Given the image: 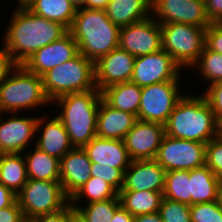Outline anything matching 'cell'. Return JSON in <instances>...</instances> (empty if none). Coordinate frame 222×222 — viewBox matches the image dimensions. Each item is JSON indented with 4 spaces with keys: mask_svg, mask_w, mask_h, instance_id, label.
<instances>
[{
    "mask_svg": "<svg viewBox=\"0 0 222 222\" xmlns=\"http://www.w3.org/2000/svg\"><path fill=\"white\" fill-rule=\"evenodd\" d=\"M11 18L1 39L17 65H22L38 49L61 39L69 30L31 12L22 2H15Z\"/></svg>",
    "mask_w": 222,
    "mask_h": 222,
    "instance_id": "obj_1",
    "label": "cell"
},
{
    "mask_svg": "<svg viewBox=\"0 0 222 222\" xmlns=\"http://www.w3.org/2000/svg\"><path fill=\"white\" fill-rule=\"evenodd\" d=\"M119 30L106 10L78 8L69 33L77 42L78 51L97 62L119 46Z\"/></svg>",
    "mask_w": 222,
    "mask_h": 222,
    "instance_id": "obj_2",
    "label": "cell"
},
{
    "mask_svg": "<svg viewBox=\"0 0 222 222\" xmlns=\"http://www.w3.org/2000/svg\"><path fill=\"white\" fill-rule=\"evenodd\" d=\"M102 99L97 88L79 93H69L56 98L59 113L55 114L63 123L74 148H83L96 136L98 108Z\"/></svg>",
    "mask_w": 222,
    "mask_h": 222,
    "instance_id": "obj_3",
    "label": "cell"
},
{
    "mask_svg": "<svg viewBox=\"0 0 222 222\" xmlns=\"http://www.w3.org/2000/svg\"><path fill=\"white\" fill-rule=\"evenodd\" d=\"M165 134L172 138L207 144L215 138V115L204 94H184L165 124Z\"/></svg>",
    "mask_w": 222,
    "mask_h": 222,
    "instance_id": "obj_4",
    "label": "cell"
},
{
    "mask_svg": "<svg viewBox=\"0 0 222 222\" xmlns=\"http://www.w3.org/2000/svg\"><path fill=\"white\" fill-rule=\"evenodd\" d=\"M50 104L42 77L27 71L22 65H17L0 82V113L44 109Z\"/></svg>",
    "mask_w": 222,
    "mask_h": 222,
    "instance_id": "obj_5",
    "label": "cell"
},
{
    "mask_svg": "<svg viewBox=\"0 0 222 222\" xmlns=\"http://www.w3.org/2000/svg\"><path fill=\"white\" fill-rule=\"evenodd\" d=\"M43 88L51 103L58 97L96 89L95 63L81 53L42 76Z\"/></svg>",
    "mask_w": 222,
    "mask_h": 222,
    "instance_id": "obj_6",
    "label": "cell"
},
{
    "mask_svg": "<svg viewBox=\"0 0 222 222\" xmlns=\"http://www.w3.org/2000/svg\"><path fill=\"white\" fill-rule=\"evenodd\" d=\"M160 26L162 49L182 70H190L205 47L206 29L183 23L160 24Z\"/></svg>",
    "mask_w": 222,
    "mask_h": 222,
    "instance_id": "obj_7",
    "label": "cell"
},
{
    "mask_svg": "<svg viewBox=\"0 0 222 222\" xmlns=\"http://www.w3.org/2000/svg\"><path fill=\"white\" fill-rule=\"evenodd\" d=\"M16 198L26 220L59 211L69 203L60 181L29 178Z\"/></svg>",
    "mask_w": 222,
    "mask_h": 222,
    "instance_id": "obj_8",
    "label": "cell"
},
{
    "mask_svg": "<svg viewBox=\"0 0 222 222\" xmlns=\"http://www.w3.org/2000/svg\"><path fill=\"white\" fill-rule=\"evenodd\" d=\"M142 87L138 120L166 124L178 100L184 95L180 80Z\"/></svg>",
    "mask_w": 222,
    "mask_h": 222,
    "instance_id": "obj_9",
    "label": "cell"
},
{
    "mask_svg": "<svg viewBox=\"0 0 222 222\" xmlns=\"http://www.w3.org/2000/svg\"><path fill=\"white\" fill-rule=\"evenodd\" d=\"M206 144L164 135L155 160L166 172L205 165Z\"/></svg>",
    "mask_w": 222,
    "mask_h": 222,
    "instance_id": "obj_10",
    "label": "cell"
},
{
    "mask_svg": "<svg viewBox=\"0 0 222 222\" xmlns=\"http://www.w3.org/2000/svg\"><path fill=\"white\" fill-rule=\"evenodd\" d=\"M151 15L160 24L183 23L207 29L205 0H152Z\"/></svg>",
    "mask_w": 222,
    "mask_h": 222,
    "instance_id": "obj_11",
    "label": "cell"
},
{
    "mask_svg": "<svg viewBox=\"0 0 222 222\" xmlns=\"http://www.w3.org/2000/svg\"><path fill=\"white\" fill-rule=\"evenodd\" d=\"M181 67L164 50L136 57L131 82L139 87L160 83L163 81H177L182 74Z\"/></svg>",
    "mask_w": 222,
    "mask_h": 222,
    "instance_id": "obj_12",
    "label": "cell"
},
{
    "mask_svg": "<svg viewBox=\"0 0 222 222\" xmlns=\"http://www.w3.org/2000/svg\"><path fill=\"white\" fill-rule=\"evenodd\" d=\"M119 47L135 57L161 50L160 23L150 16L142 21L121 27L119 30Z\"/></svg>",
    "mask_w": 222,
    "mask_h": 222,
    "instance_id": "obj_13",
    "label": "cell"
},
{
    "mask_svg": "<svg viewBox=\"0 0 222 222\" xmlns=\"http://www.w3.org/2000/svg\"><path fill=\"white\" fill-rule=\"evenodd\" d=\"M20 113H0V154L24 153L35 140L38 116Z\"/></svg>",
    "mask_w": 222,
    "mask_h": 222,
    "instance_id": "obj_14",
    "label": "cell"
},
{
    "mask_svg": "<svg viewBox=\"0 0 222 222\" xmlns=\"http://www.w3.org/2000/svg\"><path fill=\"white\" fill-rule=\"evenodd\" d=\"M164 135V124L137 120L123 141L132 161L155 159Z\"/></svg>",
    "mask_w": 222,
    "mask_h": 222,
    "instance_id": "obj_15",
    "label": "cell"
},
{
    "mask_svg": "<svg viewBox=\"0 0 222 222\" xmlns=\"http://www.w3.org/2000/svg\"><path fill=\"white\" fill-rule=\"evenodd\" d=\"M78 53L77 42L68 32L61 39L38 49L22 66L27 71L42 77L51 68L71 60Z\"/></svg>",
    "mask_w": 222,
    "mask_h": 222,
    "instance_id": "obj_16",
    "label": "cell"
},
{
    "mask_svg": "<svg viewBox=\"0 0 222 222\" xmlns=\"http://www.w3.org/2000/svg\"><path fill=\"white\" fill-rule=\"evenodd\" d=\"M135 56L119 46L95 62L96 88L102 91L106 87L131 80Z\"/></svg>",
    "mask_w": 222,
    "mask_h": 222,
    "instance_id": "obj_17",
    "label": "cell"
},
{
    "mask_svg": "<svg viewBox=\"0 0 222 222\" xmlns=\"http://www.w3.org/2000/svg\"><path fill=\"white\" fill-rule=\"evenodd\" d=\"M166 171L155 159L134 160L124 172L121 190L163 192Z\"/></svg>",
    "mask_w": 222,
    "mask_h": 222,
    "instance_id": "obj_18",
    "label": "cell"
},
{
    "mask_svg": "<svg viewBox=\"0 0 222 222\" xmlns=\"http://www.w3.org/2000/svg\"><path fill=\"white\" fill-rule=\"evenodd\" d=\"M48 116V114L38 115L36 139L33 144L49 155L61 159L74 147L62 121L56 115L49 118Z\"/></svg>",
    "mask_w": 222,
    "mask_h": 222,
    "instance_id": "obj_19",
    "label": "cell"
},
{
    "mask_svg": "<svg viewBox=\"0 0 222 222\" xmlns=\"http://www.w3.org/2000/svg\"><path fill=\"white\" fill-rule=\"evenodd\" d=\"M91 165L83 148H73L60 159V183L68 198L91 177Z\"/></svg>",
    "mask_w": 222,
    "mask_h": 222,
    "instance_id": "obj_20",
    "label": "cell"
},
{
    "mask_svg": "<svg viewBox=\"0 0 222 222\" xmlns=\"http://www.w3.org/2000/svg\"><path fill=\"white\" fill-rule=\"evenodd\" d=\"M83 149L91 163L120 168L123 172L132 162L123 140L95 136Z\"/></svg>",
    "mask_w": 222,
    "mask_h": 222,
    "instance_id": "obj_21",
    "label": "cell"
},
{
    "mask_svg": "<svg viewBox=\"0 0 222 222\" xmlns=\"http://www.w3.org/2000/svg\"><path fill=\"white\" fill-rule=\"evenodd\" d=\"M137 120L134 114L114 109L101 99L97 114L96 136L123 140Z\"/></svg>",
    "mask_w": 222,
    "mask_h": 222,
    "instance_id": "obj_22",
    "label": "cell"
},
{
    "mask_svg": "<svg viewBox=\"0 0 222 222\" xmlns=\"http://www.w3.org/2000/svg\"><path fill=\"white\" fill-rule=\"evenodd\" d=\"M152 0H110L107 17L119 28L149 18Z\"/></svg>",
    "mask_w": 222,
    "mask_h": 222,
    "instance_id": "obj_23",
    "label": "cell"
},
{
    "mask_svg": "<svg viewBox=\"0 0 222 222\" xmlns=\"http://www.w3.org/2000/svg\"><path fill=\"white\" fill-rule=\"evenodd\" d=\"M142 87L131 81L110 85L101 91L112 108L134 114L138 119Z\"/></svg>",
    "mask_w": 222,
    "mask_h": 222,
    "instance_id": "obj_24",
    "label": "cell"
},
{
    "mask_svg": "<svg viewBox=\"0 0 222 222\" xmlns=\"http://www.w3.org/2000/svg\"><path fill=\"white\" fill-rule=\"evenodd\" d=\"M220 184L221 181L206 164L189 170L191 205L217 201Z\"/></svg>",
    "mask_w": 222,
    "mask_h": 222,
    "instance_id": "obj_25",
    "label": "cell"
},
{
    "mask_svg": "<svg viewBox=\"0 0 222 222\" xmlns=\"http://www.w3.org/2000/svg\"><path fill=\"white\" fill-rule=\"evenodd\" d=\"M29 151L23 154L29 179L60 181V159L49 155L35 145L33 150Z\"/></svg>",
    "mask_w": 222,
    "mask_h": 222,
    "instance_id": "obj_26",
    "label": "cell"
},
{
    "mask_svg": "<svg viewBox=\"0 0 222 222\" xmlns=\"http://www.w3.org/2000/svg\"><path fill=\"white\" fill-rule=\"evenodd\" d=\"M31 12L70 29L77 8L70 0H24L22 2Z\"/></svg>",
    "mask_w": 222,
    "mask_h": 222,
    "instance_id": "obj_27",
    "label": "cell"
},
{
    "mask_svg": "<svg viewBox=\"0 0 222 222\" xmlns=\"http://www.w3.org/2000/svg\"><path fill=\"white\" fill-rule=\"evenodd\" d=\"M121 206L132 216L159 212L163 192L120 190Z\"/></svg>",
    "mask_w": 222,
    "mask_h": 222,
    "instance_id": "obj_28",
    "label": "cell"
},
{
    "mask_svg": "<svg viewBox=\"0 0 222 222\" xmlns=\"http://www.w3.org/2000/svg\"><path fill=\"white\" fill-rule=\"evenodd\" d=\"M23 153L0 154V183L17 194L27 182Z\"/></svg>",
    "mask_w": 222,
    "mask_h": 222,
    "instance_id": "obj_29",
    "label": "cell"
},
{
    "mask_svg": "<svg viewBox=\"0 0 222 222\" xmlns=\"http://www.w3.org/2000/svg\"><path fill=\"white\" fill-rule=\"evenodd\" d=\"M118 194L119 193L102 178L91 176L87 182L69 198V203L70 205L89 204L115 198Z\"/></svg>",
    "mask_w": 222,
    "mask_h": 222,
    "instance_id": "obj_30",
    "label": "cell"
},
{
    "mask_svg": "<svg viewBox=\"0 0 222 222\" xmlns=\"http://www.w3.org/2000/svg\"><path fill=\"white\" fill-rule=\"evenodd\" d=\"M121 205L119 195L105 201L84 205H71L83 222H111L115 210Z\"/></svg>",
    "mask_w": 222,
    "mask_h": 222,
    "instance_id": "obj_31",
    "label": "cell"
},
{
    "mask_svg": "<svg viewBox=\"0 0 222 222\" xmlns=\"http://www.w3.org/2000/svg\"><path fill=\"white\" fill-rule=\"evenodd\" d=\"M163 197L191 206L189 170H172L166 172Z\"/></svg>",
    "mask_w": 222,
    "mask_h": 222,
    "instance_id": "obj_32",
    "label": "cell"
},
{
    "mask_svg": "<svg viewBox=\"0 0 222 222\" xmlns=\"http://www.w3.org/2000/svg\"><path fill=\"white\" fill-rule=\"evenodd\" d=\"M197 70L207 87L215 82L222 81V54L204 47L197 61L190 67Z\"/></svg>",
    "mask_w": 222,
    "mask_h": 222,
    "instance_id": "obj_33",
    "label": "cell"
},
{
    "mask_svg": "<svg viewBox=\"0 0 222 222\" xmlns=\"http://www.w3.org/2000/svg\"><path fill=\"white\" fill-rule=\"evenodd\" d=\"M159 214L163 222H191L190 206L163 197Z\"/></svg>",
    "mask_w": 222,
    "mask_h": 222,
    "instance_id": "obj_34",
    "label": "cell"
},
{
    "mask_svg": "<svg viewBox=\"0 0 222 222\" xmlns=\"http://www.w3.org/2000/svg\"><path fill=\"white\" fill-rule=\"evenodd\" d=\"M191 222H222V211L218 201L190 206Z\"/></svg>",
    "mask_w": 222,
    "mask_h": 222,
    "instance_id": "obj_35",
    "label": "cell"
},
{
    "mask_svg": "<svg viewBox=\"0 0 222 222\" xmlns=\"http://www.w3.org/2000/svg\"><path fill=\"white\" fill-rule=\"evenodd\" d=\"M90 175L100 177L110 184L118 193L124 184V172L120 168L92 163Z\"/></svg>",
    "mask_w": 222,
    "mask_h": 222,
    "instance_id": "obj_36",
    "label": "cell"
},
{
    "mask_svg": "<svg viewBox=\"0 0 222 222\" xmlns=\"http://www.w3.org/2000/svg\"><path fill=\"white\" fill-rule=\"evenodd\" d=\"M205 164L222 181V139L213 138L206 144Z\"/></svg>",
    "mask_w": 222,
    "mask_h": 222,
    "instance_id": "obj_37",
    "label": "cell"
},
{
    "mask_svg": "<svg viewBox=\"0 0 222 222\" xmlns=\"http://www.w3.org/2000/svg\"><path fill=\"white\" fill-rule=\"evenodd\" d=\"M203 94L209 102L214 115H222V81L215 82L205 88Z\"/></svg>",
    "mask_w": 222,
    "mask_h": 222,
    "instance_id": "obj_38",
    "label": "cell"
},
{
    "mask_svg": "<svg viewBox=\"0 0 222 222\" xmlns=\"http://www.w3.org/2000/svg\"><path fill=\"white\" fill-rule=\"evenodd\" d=\"M205 46L222 54V26L219 23H211L206 29Z\"/></svg>",
    "mask_w": 222,
    "mask_h": 222,
    "instance_id": "obj_39",
    "label": "cell"
},
{
    "mask_svg": "<svg viewBox=\"0 0 222 222\" xmlns=\"http://www.w3.org/2000/svg\"><path fill=\"white\" fill-rule=\"evenodd\" d=\"M75 210L68 203L64 208L59 211L48 213L44 215H39L33 219L32 222H71L73 216L75 215Z\"/></svg>",
    "mask_w": 222,
    "mask_h": 222,
    "instance_id": "obj_40",
    "label": "cell"
},
{
    "mask_svg": "<svg viewBox=\"0 0 222 222\" xmlns=\"http://www.w3.org/2000/svg\"><path fill=\"white\" fill-rule=\"evenodd\" d=\"M25 220L17 200L11 206L0 209V222H24Z\"/></svg>",
    "mask_w": 222,
    "mask_h": 222,
    "instance_id": "obj_41",
    "label": "cell"
},
{
    "mask_svg": "<svg viewBox=\"0 0 222 222\" xmlns=\"http://www.w3.org/2000/svg\"><path fill=\"white\" fill-rule=\"evenodd\" d=\"M206 16L210 23L222 20V0H205Z\"/></svg>",
    "mask_w": 222,
    "mask_h": 222,
    "instance_id": "obj_42",
    "label": "cell"
},
{
    "mask_svg": "<svg viewBox=\"0 0 222 222\" xmlns=\"http://www.w3.org/2000/svg\"><path fill=\"white\" fill-rule=\"evenodd\" d=\"M17 66L7 48L0 47V82Z\"/></svg>",
    "mask_w": 222,
    "mask_h": 222,
    "instance_id": "obj_43",
    "label": "cell"
},
{
    "mask_svg": "<svg viewBox=\"0 0 222 222\" xmlns=\"http://www.w3.org/2000/svg\"><path fill=\"white\" fill-rule=\"evenodd\" d=\"M16 200V194L0 183V209L11 206Z\"/></svg>",
    "mask_w": 222,
    "mask_h": 222,
    "instance_id": "obj_44",
    "label": "cell"
},
{
    "mask_svg": "<svg viewBox=\"0 0 222 222\" xmlns=\"http://www.w3.org/2000/svg\"><path fill=\"white\" fill-rule=\"evenodd\" d=\"M111 222H134V216H132L121 205L115 210Z\"/></svg>",
    "mask_w": 222,
    "mask_h": 222,
    "instance_id": "obj_45",
    "label": "cell"
},
{
    "mask_svg": "<svg viewBox=\"0 0 222 222\" xmlns=\"http://www.w3.org/2000/svg\"><path fill=\"white\" fill-rule=\"evenodd\" d=\"M134 222H163L159 212L134 216Z\"/></svg>",
    "mask_w": 222,
    "mask_h": 222,
    "instance_id": "obj_46",
    "label": "cell"
},
{
    "mask_svg": "<svg viewBox=\"0 0 222 222\" xmlns=\"http://www.w3.org/2000/svg\"><path fill=\"white\" fill-rule=\"evenodd\" d=\"M110 0H85L84 8L106 10Z\"/></svg>",
    "mask_w": 222,
    "mask_h": 222,
    "instance_id": "obj_47",
    "label": "cell"
},
{
    "mask_svg": "<svg viewBox=\"0 0 222 222\" xmlns=\"http://www.w3.org/2000/svg\"><path fill=\"white\" fill-rule=\"evenodd\" d=\"M215 138L222 139V115H215Z\"/></svg>",
    "mask_w": 222,
    "mask_h": 222,
    "instance_id": "obj_48",
    "label": "cell"
},
{
    "mask_svg": "<svg viewBox=\"0 0 222 222\" xmlns=\"http://www.w3.org/2000/svg\"><path fill=\"white\" fill-rule=\"evenodd\" d=\"M70 1L77 9L82 8L85 5V0H70Z\"/></svg>",
    "mask_w": 222,
    "mask_h": 222,
    "instance_id": "obj_49",
    "label": "cell"
},
{
    "mask_svg": "<svg viewBox=\"0 0 222 222\" xmlns=\"http://www.w3.org/2000/svg\"><path fill=\"white\" fill-rule=\"evenodd\" d=\"M217 201H218L220 209L222 211V181H221V184H220L219 195H218Z\"/></svg>",
    "mask_w": 222,
    "mask_h": 222,
    "instance_id": "obj_50",
    "label": "cell"
},
{
    "mask_svg": "<svg viewBox=\"0 0 222 222\" xmlns=\"http://www.w3.org/2000/svg\"><path fill=\"white\" fill-rule=\"evenodd\" d=\"M71 222H83L76 214L73 216Z\"/></svg>",
    "mask_w": 222,
    "mask_h": 222,
    "instance_id": "obj_51",
    "label": "cell"
}]
</instances>
